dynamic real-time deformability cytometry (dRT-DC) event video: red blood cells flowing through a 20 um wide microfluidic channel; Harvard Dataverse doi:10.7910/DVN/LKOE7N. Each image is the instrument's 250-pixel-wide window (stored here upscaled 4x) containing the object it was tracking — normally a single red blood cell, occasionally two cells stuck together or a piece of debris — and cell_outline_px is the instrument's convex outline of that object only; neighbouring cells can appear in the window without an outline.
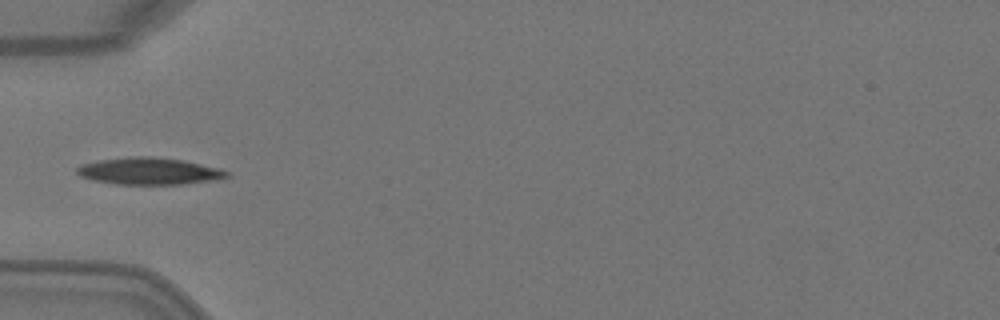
{"species": "Egyptian fruit bat (a non-hibernating species)", "species_latin": "Rousettus aegyptiacus", "temperature_condition": "warm", "stored_images_in_passage": 5, "camera_frame_rate_fps": 3000, "um_per_image_px": 0.085, "animal": {"sex": "female"}, "frame": {"image": 1, "passage_image": 4, "time_ms": 1.0, "image_size_px": [1000, 320], "cell_outline_px": [[232, 176], [216, 180], [180, 184], [116, 184], [92, 180], [80, 176], [76, 172], [76, 168], [80, 164], [100, 160], [132, 156], [148, 156], [184, 160], [220, 168], [232, 172]], "centroid_in_image_um": [12.72, 14.54], "position_along_channel_um": 72.3, "area_um2": 23.76}}